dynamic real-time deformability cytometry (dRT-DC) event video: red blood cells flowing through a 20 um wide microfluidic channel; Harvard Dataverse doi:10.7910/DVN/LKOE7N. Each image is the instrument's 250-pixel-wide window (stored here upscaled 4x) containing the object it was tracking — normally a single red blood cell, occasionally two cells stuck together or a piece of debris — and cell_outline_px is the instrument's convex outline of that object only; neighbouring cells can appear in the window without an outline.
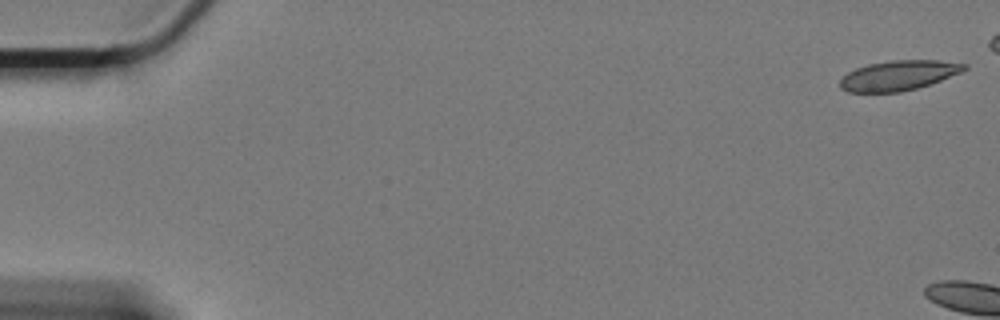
{"species": "Egyptian fruit bat (a non-hibernating species)", "species_latin": "Rousettus aegyptiacus", "temperature_condition": "cold", "stored_images_in_passage": 5, "camera_frame_rate_fps": 3000, "um_per_image_px": 0.085, "animal": {"sex": "female"}, "frame": {"image": 1, "passage_image": 1, "time_ms": 0.0, "image_size_px": [1000, 320], "cell_outline_px": [[968, 68], [960, 72], [940, 80], [916, 88], [900, 92], [848, 92], [840, 88], [840, 80], [848, 72], [856, 68], [868, 64], [892, 60], [936, 60], [968, 64]], "centroid_in_image_um": [76.36, 6.41], "position_along_channel_um": 8.6, "area_um2": 21.44}}